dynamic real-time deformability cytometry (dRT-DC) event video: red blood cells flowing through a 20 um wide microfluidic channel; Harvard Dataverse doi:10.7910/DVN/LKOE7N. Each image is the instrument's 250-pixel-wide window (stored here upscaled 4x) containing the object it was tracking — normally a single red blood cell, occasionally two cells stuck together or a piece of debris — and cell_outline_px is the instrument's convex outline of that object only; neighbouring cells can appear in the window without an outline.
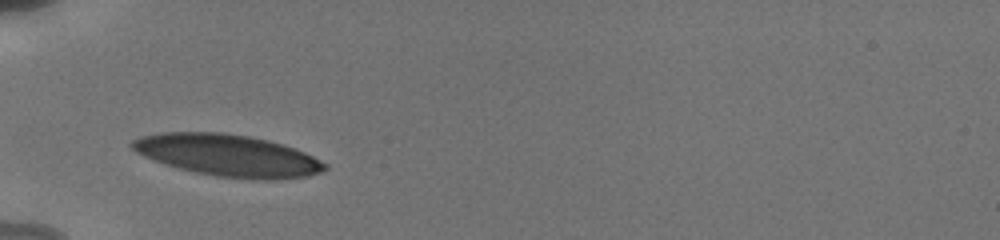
{"species": "human", "species_latin": "Homo sapiens", "temperature_condition": "cold", "stored_images_in_passage": 44, "camera_frame_rate_fps": 3000, "um_per_image_px": 0.085, "donor": {"sex": "male"}, "frame": {"image": 1, "passage_image": 1, "time_ms": 0.0, "image_size_px": [1000, 240], "cell_outline_px": [[328, 168], [320, 172], [308, 176], [268, 180], [216, 176], [196, 172], [180, 168], [144, 156], [136, 152], [128, 144], [132, 140], [140, 136], [160, 132], [224, 132], [248, 136], [268, 140], [304, 152], [328, 164]], "centroid_in_image_um": [19.35, 13.19], "position_along_channel_um": 65.6, "area_um2": 46.59}}
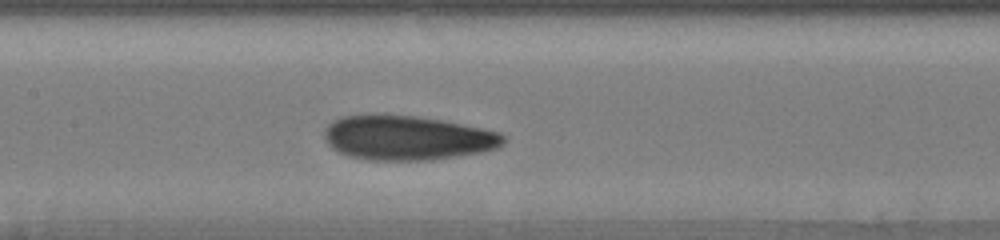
{"frame": {"image": 2, "passage_image": 14, "time_ms": 3.0, "image_size_px": [1000, 240], "cell_outline_px": [[504, 144], [496, 148], [484, 152], [432, 160], [368, 160], [348, 156], [332, 148], [328, 144], [324, 136], [324, 132], [328, 124], [332, 120], [340, 116], [416, 116], [440, 120], [500, 132], [504, 136]], "centroid_in_image_um": [34.62, 11.74], "position_along_channel_um": 172.8, "area_um2": 46.01}}
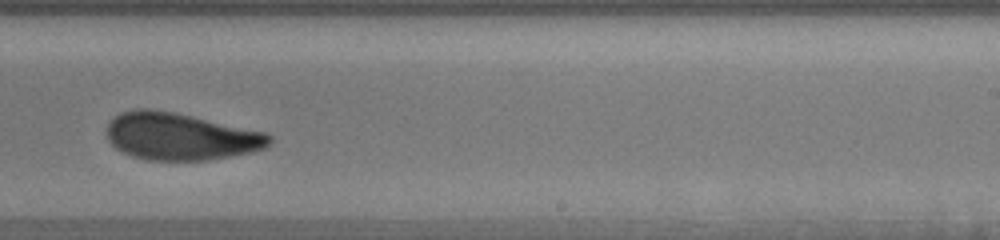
{"frame": {"image": 3, "passage_image": 25, "time_ms": 5.667, "image_size_px": [1000, 240], "cell_outline_px": [[272, 140], [264, 148], [252, 152], [208, 160], [148, 160], [132, 156], [116, 148], [108, 140], [108, 124], [120, 112], [136, 108], [148, 108], [176, 112], [268, 132], [272, 136]], "centroid_in_image_um": [15.37, 11.58], "position_along_channel_um": 273.6, "area_um2": 44.91}, "authors_computed_cell_mechanics": {"area_um2": 45.2574, "velocity_mm_per_s": 3.8038, "shape_relaxation_time_tau1_ms": 4.2132, "shape_relaxation_time_tau2_ms": 1.5236, "deformation_change_tau1": 0.1416, "deformation_change_tau2": 0.0805}}